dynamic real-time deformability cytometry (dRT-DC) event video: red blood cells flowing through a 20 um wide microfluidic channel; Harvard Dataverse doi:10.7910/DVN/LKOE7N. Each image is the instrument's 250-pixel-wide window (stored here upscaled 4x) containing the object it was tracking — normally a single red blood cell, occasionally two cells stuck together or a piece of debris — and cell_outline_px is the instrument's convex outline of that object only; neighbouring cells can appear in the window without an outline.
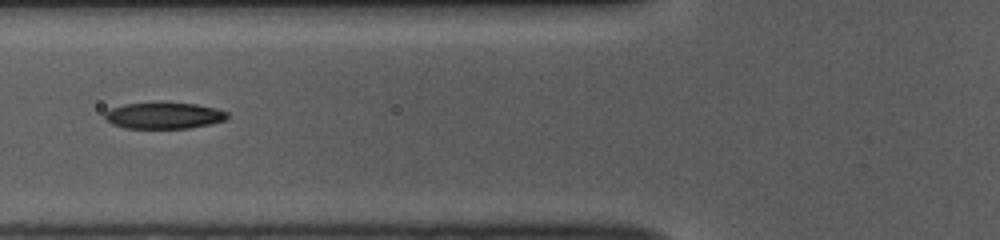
{"species": "common noctule bat (a hibernating species)", "species_latin": "Nyctalus noctula", "temperature_condition": "room temperature", "stored_images_in_passage": 38, "segment_of_instrument_passage": [2, 2], "camera_frame_rate_fps": 3000, "um_per_image_px": 0.085, "animal": {"sex": "female", "body_mass_g": 10.0, "forearm_length_mm": 53.1}, "frame": {"image": 1, "passage_image": 20, "time_ms": 6.333, "image_size_px": [1000, 240], "cell_outline_px": [[228, 120], [212, 124], [188, 128], [124, 128], [112, 124], [104, 120], [104, 112], [112, 108], [124, 104], [196, 104], [216, 108], [228, 112]], "centroid_in_image_um": [13.95, 9.85], "position_along_channel_um": 111.9, "area_um2": 18.61}}
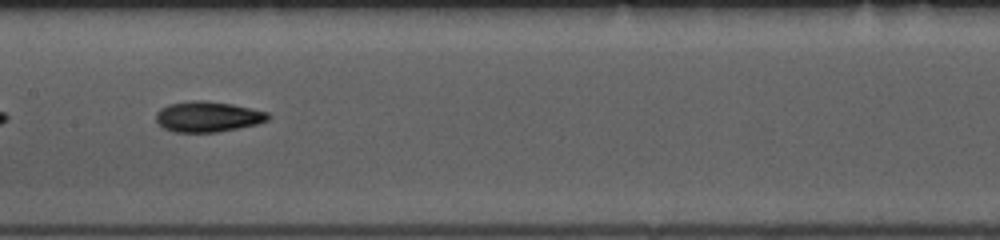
{"frame": {"image": 2, "passage_image": 26, "time_ms": 8.333, "image_size_px": [1000, 240], "cell_outline_px": [[272, 116], [268, 120], [256, 124], [216, 132], [172, 132], [164, 128], [156, 120], [156, 112], [160, 108], [168, 104], [192, 100], [204, 100], [232, 104], [268, 112]], "centroid_in_image_um": [17.65, 9.91], "position_along_channel_um": 189.8, "area_um2": 19.94}}
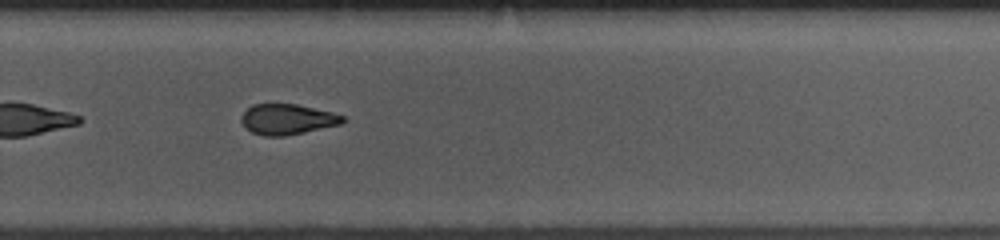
{"frame": {"image": 3, "passage_image": 35, "time_ms": 11.333, "image_size_px": [1000, 240], "cell_outline_px": [[344, 120], [340, 124], [304, 132], [284, 136], [264, 136], [252, 132], [244, 128], [240, 120], [240, 116], [252, 104], [296, 104], [332, 112], [344, 116]], "centroid_in_image_um": [24.37, 10.14], "position_along_channel_um": 305.4, "area_um2": 17.98}}